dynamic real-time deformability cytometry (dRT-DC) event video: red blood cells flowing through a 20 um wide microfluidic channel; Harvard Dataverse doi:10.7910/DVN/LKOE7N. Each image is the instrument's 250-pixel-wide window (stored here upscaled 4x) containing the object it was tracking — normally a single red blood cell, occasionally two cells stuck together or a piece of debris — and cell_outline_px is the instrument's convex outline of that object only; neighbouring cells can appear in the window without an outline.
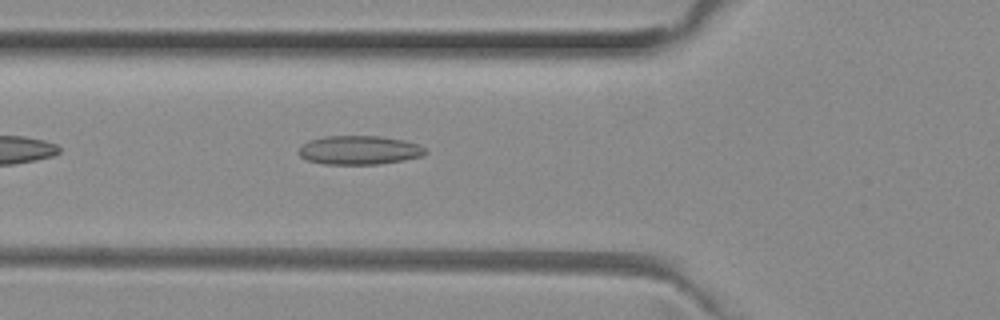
{"species": "common noctule bat (a hibernating species)", "species_latin": "Nyctalus noctula", "temperature_condition": "room temperature", "stored_images_in_passage": 33, "camera_frame_rate_fps": 3000, "um_per_image_px": 0.085, "animal": {"sex": "female", "body_mass_g": 29.2, "forearm_length_mm": 56.3}, "frame": {"image": 1, "passage_image": 3, "time_ms": 0.667, "image_size_px": [1000, 320], "cell_outline_px": [[428, 152], [424, 156], [404, 160], [380, 164], [324, 164], [308, 160], [300, 156], [296, 152], [308, 140], [324, 136], [380, 136], [404, 140], [428, 148]], "centroid_in_image_um": [30.57, 12.76], "position_along_channel_um": 95.2, "area_um2": 21.5}}
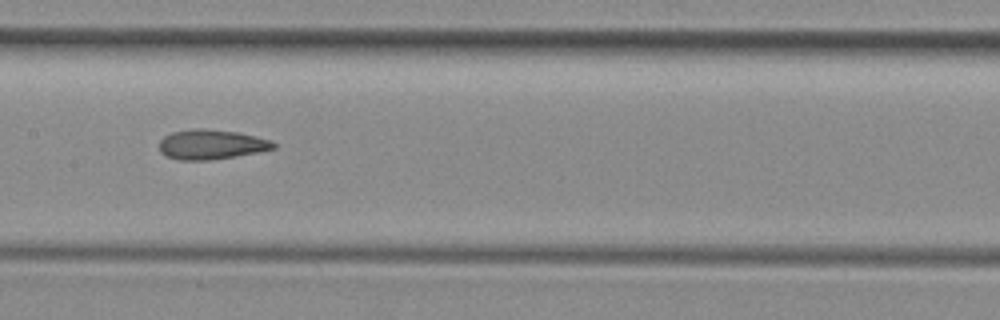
{"frame": {"image": 2, "passage_image": 10, "time_ms": 3.0, "image_size_px": [1000, 320], "cell_outline_px": [[276, 148], [236, 156], [208, 160], [180, 160], [164, 156], [160, 152], [160, 140], [164, 136], [172, 132], [192, 128], [200, 128], [240, 132], [272, 140], [276, 144]], "centroid_in_image_um": [17.95, 12.27], "position_along_channel_um": 189.4, "area_um2": 19.94}}
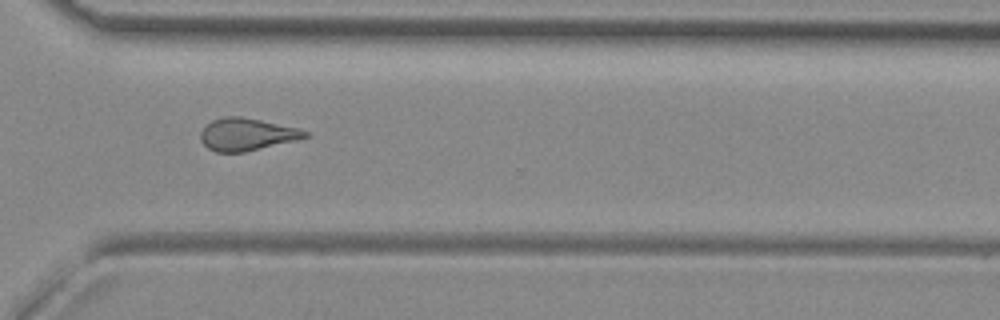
{"frame": {"image": 3, "passage_image": 22, "time_ms": 7.0, "image_size_px": [1000, 320], "cell_outline_px": [[308, 136], [300, 140], [244, 152], [216, 152], [208, 148], [200, 140], [200, 132], [212, 120], [224, 116], [240, 116], [260, 120], [296, 128], [308, 132]], "centroid_in_image_um": [20.97, 11.43], "position_along_channel_um": 349.6, "area_um2": 19.65}, "authors_computed_cell_mechanics": {"area_um2": 19.5364, "velocity_mm_per_s": 4.0131, "shape_relaxation_time_tau1_ms": null, "shape_relaxation_time_tau2_ms": 2.9076, "deformation_change_tau1": null, "deformation_change_tau2": 0.1177}}